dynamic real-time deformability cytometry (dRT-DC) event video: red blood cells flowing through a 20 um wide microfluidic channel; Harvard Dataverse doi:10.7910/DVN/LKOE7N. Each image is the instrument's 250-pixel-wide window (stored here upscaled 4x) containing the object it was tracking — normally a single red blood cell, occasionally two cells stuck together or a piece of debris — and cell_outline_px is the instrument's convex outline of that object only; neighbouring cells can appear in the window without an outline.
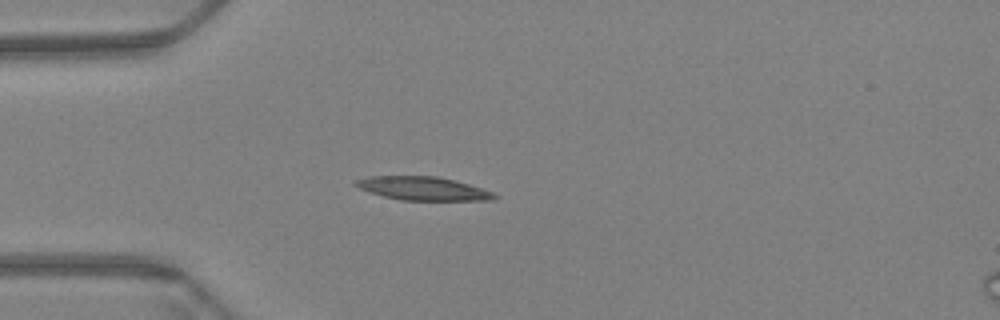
{"species": "Egyptian fruit bat (a non-hibernating species)", "species_latin": "Rousettus aegyptiacus", "temperature_condition": "warm", "stored_images_in_passage": 45, "camera_frame_rate_fps": 3000, "um_per_image_px": 0.085, "animal": {"sex": "female"}, "frame": {"image": 1, "passage_image": 1, "time_ms": 0.0, "image_size_px": [1000, 320], "cell_outline_px": [[500, 196], [492, 200], [400, 200], [384, 196], [360, 188], [352, 184], [352, 180], [368, 176], [436, 176], [456, 180], [492, 192]], "centroid_in_image_um": [35.93, 16.01], "position_along_channel_um": 49.1, "area_um2": 18.96}}
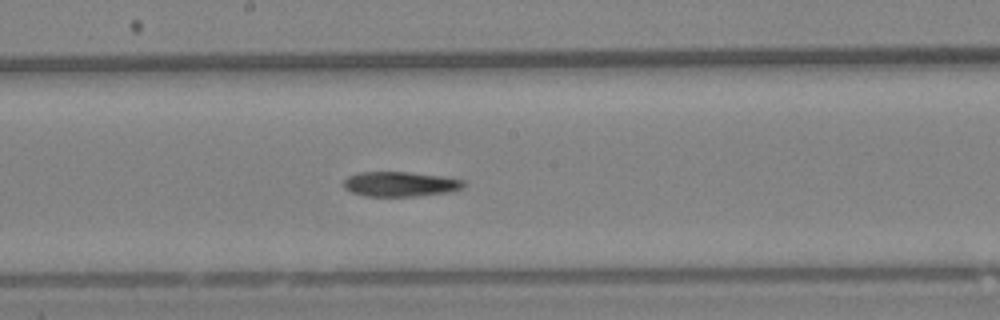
{"frame": {"image": 2, "passage_image": 17, "time_ms": 5.333, "image_size_px": [1000, 320], "cell_outline_px": [[464, 184], [460, 188], [452, 192], [416, 196], [364, 196], [352, 192], [344, 188], [344, 180], [348, 176], [360, 172], [408, 172], [440, 176], [464, 180]], "centroid_in_image_um": [34.0, 15.65], "position_along_channel_um": 214.2, "area_um2": 17.28}}
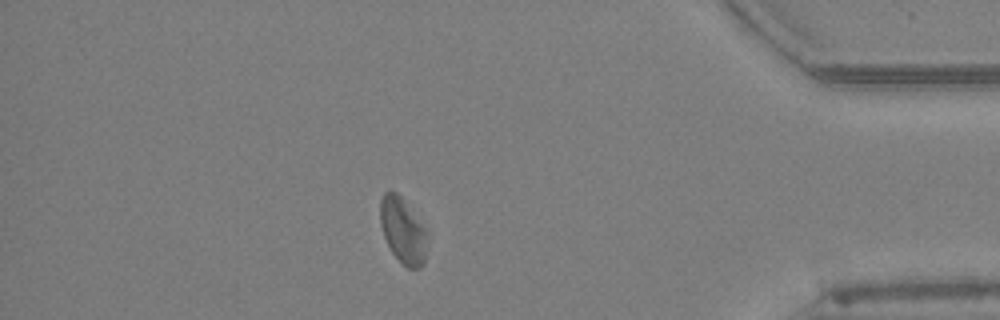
{"frame": {"image": 3, "passage_image": 37, "time_ms": 12.0, "image_size_px": [1000, 320], "cell_outline_px": [[424, 264], [420, 268], [408, 268], [392, 252], [384, 236], [380, 224], [380, 200], [384, 192], [388, 188], [396, 192], [400, 196], [424, 228]], "centroid_in_image_um": [34.17, 19.55], "position_along_channel_um": 401.0, "area_um2": 17.22}}